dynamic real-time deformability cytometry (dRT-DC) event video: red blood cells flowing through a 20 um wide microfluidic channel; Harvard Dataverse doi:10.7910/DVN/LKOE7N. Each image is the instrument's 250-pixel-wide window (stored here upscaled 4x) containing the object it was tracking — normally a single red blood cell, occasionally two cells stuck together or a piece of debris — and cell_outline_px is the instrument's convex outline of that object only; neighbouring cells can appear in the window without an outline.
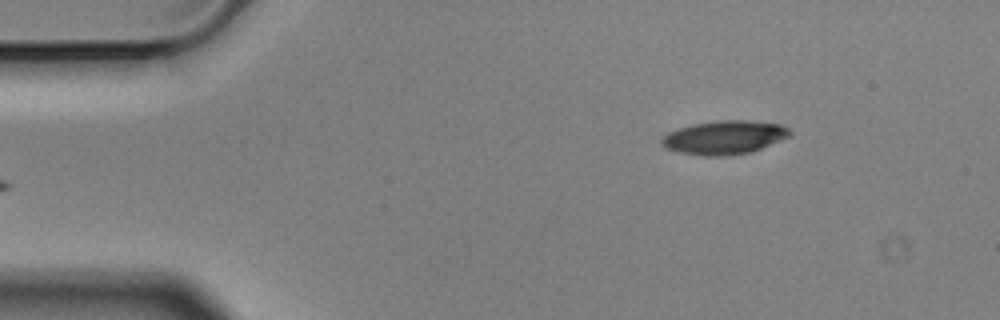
{"species": "Egyptian fruit bat (a non-hibernating species)", "species_latin": "Rousettus aegyptiacus", "temperature_condition": "cold", "stored_images_in_passage": 5, "camera_frame_rate_fps": 3000, "um_per_image_px": 0.085, "animal": {"sex": "male"}, "frame": {"image": 1, "passage_image": 5, "time_ms": 1.333, "image_size_px": [1000, 320], "cell_outline_px": [[792, 136], [752, 152], [724, 156], [704, 156], [680, 152], [668, 148], [660, 144], [660, 140], [668, 132], [692, 124], [716, 120], [748, 120], [780, 124], [788, 128], [792, 132]], "centroid_in_image_um": [61.61, 11.68], "position_along_channel_um": 23.4, "area_um2": 25.26}}